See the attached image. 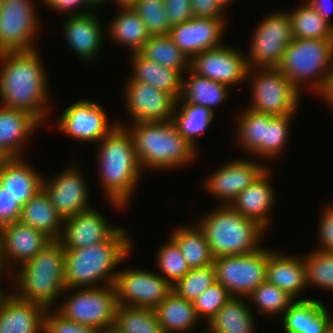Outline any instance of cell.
<instances>
[{
    "label": "cell",
    "mask_w": 333,
    "mask_h": 333,
    "mask_svg": "<svg viewBox=\"0 0 333 333\" xmlns=\"http://www.w3.org/2000/svg\"><path fill=\"white\" fill-rule=\"evenodd\" d=\"M40 55L38 48L0 53V105L26 111L44 124L51 90Z\"/></svg>",
    "instance_id": "1"
},
{
    "label": "cell",
    "mask_w": 333,
    "mask_h": 333,
    "mask_svg": "<svg viewBox=\"0 0 333 333\" xmlns=\"http://www.w3.org/2000/svg\"><path fill=\"white\" fill-rule=\"evenodd\" d=\"M98 144V180L105 199L117 210L125 209L144 173L136 157L131 133L125 126L117 124Z\"/></svg>",
    "instance_id": "2"
},
{
    "label": "cell",
    "mask_w": 333,
    "mask_h": 333,
    "mask_svg": "<svg viewBox=\"0 0 333 333\" xmlns=\"http://www.w3.org/2000/svg\"><path fill=\"white\" fill-rule=\"evenodd\" d=\"M121 227L108 241L87 248L65 249V286L96 288L113 285L120 266L130 257L133 243Z\"/></svg>",
    "instance_id": "3"
},
{
    "label": "cell",
    "mask_w": 333,
    "mask_h": 333,
    "mask_svg": "<svg viewBox=\"0 0 333 333\" xmlns=\"http://www.w3.org/2000/svg\"><path fill=\"white\" fill-rule=\"evenodd\" d=\"M125 126L133 138L142 171H165L188 167L198 151L178 132L172 121L136 122ZM145 169V170H144Z\"/></svg>",
    "instance_id": "4"
},
{
    "label": "cell",
    "mask_w": 333,
    "mask_h": 333,
    "mask_svg": "<svg viewBox=\"0 0 333 333\" xmlns=\"http://www.w3.org/2000/svg\"><path fill=\"white\" fill-rule=\"evenodd\" d=\"M64 265L65 249L58 240H52L35 257L13 271L14 276L8 277L13 281L10 283L14 286V294L46 309H55L66 289Z\"/></svg>",
    "instance_id": "5"
},
{
    "label": "cell",
    "mask_w": 333,
    "mask_h": 333,
    "mask_svg": "<svg viewBox=\"0 0 333 333\" xmlns=\"http://www.w3.org/2000/svg\"><path fill=\"white\" fill-rule=\"evenodd\" d=\"M216 206L196 221L214 257L248 254L263 247L266 229L229 205Z\"/></svg>",
    "instance_id": "6"
},
{
    "label": "cell",
    "mask_w": 333,
    "mask_h": 333,
    "mask_svg": "<svg viewBox=\"0 0 333 333\" xmlns=\"http://www.w3.org/2000/svg\"><path fill=\"white\" fill-rule=\"evenodd\" d=\"M301 92L306 84L319 96L333 69V39H295L276 67ZM316 91V92H315Z\"/></svg>",
    "instance_id": "7"
},
{
    "label": "cell",
    "mask_w": 333,
    "mask_h": 333,
    "mask_svg": "<svg viewBox=\"0 0 333 333\" xmlns=\"http://www.w3.org/2000/svg\"><path fill=\"white\" fill-rule=\"evenodd\" d=\"M246 79L251 81L252 102L247 105L248 108L273 116L292 115L297 112L301 92L277 68H249Z\"/></svg>",
    "instance_id": "8"
},
{
    "label": "cell",
    "mask_w": 333,
    "mask_h": 333,
    "mask_svg": "<svg viewBox=\"0 0 333 333\" xmlns=\"http://www.w3.org/2000/svg\"><path fill=\"white\" fill-rule=\"evenodd\" d=\"M70 295L56 304L55 310L64 318L83 326L94 327L102 331L114 326L118 301L113 285L96 288H66L63 294Z\"/></svg>",
    "instance_id": "9"
},
{
    "label": "cell",
    "mask_w": 333,
    "mask_h": 333,
    "mask_svg": "<svg viewBox=\"0 0 333 333\" xmlns=\"http://www.w3.org/2000/svg\"><path fill=\"white\" fill-rule=\"evenodd\" d=\"M268 248L240 255L215 257L216 282L225 287L231 297H248L266 281Z\"/></svg>",
    "instance_id": "10"
},
{
    "label": "cell",
    "mask_w": 333,
    "mask_h": 333,
    "mask_svg": "<svg viewBox=\"0 0 333 333\" xmlns=\"http://www.w3.org/2000/svg\"><path fill=\"white\" fill-rule=\"evenodd\" d=\"M33 0H1L0 53L37 49L40 18Z\"/></svg>",
    "instance_id": "11"
},
{
    "label": "cell",
    "mask_w": 333,
    "mask_h": 333,
    "mask_svg": "<svg viewBox=\"0 0 333 333\" xmlns=\"http://www.w3.org/2000/svg\"><path fill=\"white\" fill-rule=\"evenodd\" d=\"M266 16L250 38V51L246 55L249 68H276L293 40L290 16L286 11H276Z\"/></svg>",
    "instance_id": "12"
},
{
    "label": "cell",
    "mask_w": 333,
    "mask_h": 333,
    "mask_svg": "<svg viewBox=\"0 0 333 333\" xmlns=\"http://www.w3.org/2000/svg\"><path fill=\"white\" fill-rule=\"evenodd\" d=\"M113 286L118 305L150 309L172 292V285L159 273L139 268L119 269Z\"/></svg>",
    "instance_id": "13"
},
{
    "label": "cell",
    "mask_w": 333,
    "mask_h": 333,
    "mask_svg": "<svg viewBox=\"0 0 333 333\" xmlns=\"http://www.w3.org/2000/svg\"><path fill=\"white\" fill-rule=\"evenodd\" d=\"M116 125L117 122L109 121L103 106L91 99H81L71 103L56 122L60 132L85 143H98Z\"/></svg>",
    "instance_id": "14"
},
{
    "label": "cell",
    "mask_w": 333,
    "mask_h": 333,
    "mask_svg": "<svg viewBox=\"0 0 333 333\" xmlns=\"http://www.w3.org/2000/svg\"><path fill=\"white\" fill-rule=\"evenodd\" d=\"M72 165L55 177H43V188L63 220L92 208L89 183L78 166Z\"/></svg>",
    "instance_id": "15"
},
{
    "label": "cell",
    "mask_w": 333,
    "mask_h": 333,
    "mask_svg": "<svg viewBox=\"0 0 333 333\" xmlns=\"http://www.w3.org/2000/svg\"><path fill=\"white\" fill-rule=\"evenodd\" d=\"M248 69L245 53L224 44L205 50L190 59V70L193 73L230 88L246 82Z\"/></svg>",
    "instance_id": "16"
},
{
    "label": "cell",
    "mask_w": 333,
    "mask_h": 333,
    "mask_svg": "<svg viewBox=\"0 0 333 333\" xmlns=\"http://www.w3.org/2000/svg\"><path fill=\"white\" fill-rule=\"evenodd\" d=\"M248 157L230 160L205 178L203 188L206 192L220 200V205H229L232 200L253 184L268 168L266 163H259ZM256 160V161H254Z\"/></svg>",
    "instance_id": "17"
},
{
    "label": "cell",
    "mask_w": 333,
    "mask_h": 333,
    "mask_svg": "<svg viewBox=\"0 0 333 333\" xmlns=\"http://www.w3.org/2000/svg\"><path fill=\"white\" fill-rule=\"evenodd\" d=\"M130 123L170 121L176 99L148 83L127 81L124 88Z\"/></svg>",
    "instance_id": "18"
},
{
    "label": "cell",
    "mask_w": 333,
    "mask_h": 333,
    "mask_svg": "<svg viewBox=\"0 0 333 333\" xmlns=\"http://www.w3.org/2000/svg\"><path fill=\"white\" fill-rule=\"evenodd\" d=\"M227 19L197 18L173 25L169 35L179 49L191 59L201 52L223 45ZM226 21V22H225Z\"/></svg>",
    "instance_id": "19"
},
{
    "label": "cell",
    "mask_w": 333,
    "mask_h": 333,
    "mask_svg": "<svg viewBox=\"0 0 333 333\" xmlns=\"http://www.w3.org/2000/svg\"><path fill=\"white\" fill-rule=\"evenodd\" d=\"M121 226L110 225L93 207L63 220L62 233L58 241L64 249L87 248L108 241Z\"/></svg>",
    "instance_id": "20"
},
{
    "label": "cell",
    "mask_w": 333,
    "mask_h": 333,
    "mask_svg": "<svg viewBox=\"0 0 333 333\" xmlns=\"http://www.w3.org/2000/svg\"><path fill=\"white\" fill-rule=\"evenodd\" d=\"M51 241L43 232L20 220L0 228L1 252L5 264L8 270L11 269V272L35 257Z\"/></svg>",
    "instance_id": "21"
},
{
    "label": "cell",
    "mask_w": 333,
    "mask_h": 333,
    "mask_svg": "<svg viewBox=\"0 0 333 333\" xmlns=\"http://www.w3.org/2000/svg\"><path fill=\"white\" fill-rule=\"evenodd\" d=\"M100 22L94 11L64 18L63 36L70 50L72 49L83 62H94L100 55L103 38L107 36Z\"/></svg>",
    "instance_id": "22"
},
{
    "label": "cell",
    "mask_w": 333,
    "mask_h": 333,
    "mask_svg": "<svg viewBox=\"0 0 333 333\" xmlns=\"http://www.w3.org/2000/svg\"><path fill=\"white\" fill-rule=\"evenodd\" d=\"M41 125L26 111L0 105V154L5 159L24 157L28 139Z\"/></svg>",
    "instance_id": "23"
},
{
    "label": "cell",
    "mask_w": 333,
    "mask_h": 333,
    "mask_svg": "<svg viewBox=\"0 0 333 333\" xmlns=\"http://www.w3.org/2000/svg\"><path fill=\"white\" fill-rule=\"evenodd\" d=\"M270 175L271 170L268 167L253 184L239 193L229 204L233 210L256 221L266 230L270 228L269 216L277 200V194L270 182Z\"/></svg>",
    "instance_id": "24"
},
{
    "label": "cell",
    "mask_w": 333,
    "mask_h": 333,
    "mask_svg": "<svg viewBox=\"0 0 333 333\" xmlns=\"http://www.w3.org/2000/svg\"><path fill=\"white\" fill-rule=\"evenodd\" d=\"M266 281L284 290L294 300L310 299H299L300 294L307 288L303 256L286 255L269 248Z\"/></svg>",
    "instance_id": "25"
},
{
    "label": "cell",
    "mask_w": 333,
    "mask_h": 333,
    "mask_svg": "<svg viewBox=\"0 0 333 333\" xmlns=\"http://www.w3.org/2000/svg\"><path fill=\"white\" fill-rule=\"evenodd\" d=\"M24 158H7L0 165V185L22 206L43 188V175Z\"/></svg>",
    "instance_id": "26"
},
{
    "label": "cell",
    "mask_w": 333,
    "mask_h": 333,
    "mask_svg": "<svg viewBox=\"0 0 333 333\" xmlns=\"http://www.w3.org/2000/svg\"><path fill=\"white\" fill-rule=\"evenodd\" d=\"M332 321L327 306L312 297L295 300L282 316L285 333H323Z\"/></svg>",
    "instance_id": "27"
},
{
    "label": "cell",
    "mask_w": 333,
    "mask_h": 333,
    "mask_svg": "<svg viewBox=\"0 0 333 333\" xmlns=\"http://www.w3.org/2000/svg\"><path fill=\"white\" fill-rule=\"evenodd\" d=\"M46 310L14 294L0 311V333H44Z\"/></svg>",
    "instance_id": "28"
},
{
    "label": "cell",
    "mask_w": 333,
    "mask_h": 333,
    "mask_svg": "<svg viewBox=\"0 0 333 333\" xmlns=\"http://www.w3.org/2000/svg\"><path fill=\"white\" fill-rule=\"evenodd\" d=\"M131 75L127 81L148 83L160 91L179 99L183 74L143 57L139 52L131 53Z\"/></svg>",
    "instance_id": "29"
},
{
    "label": "cell",
    "mask_w": 333,
    "mask_h": 333,
    "mask_svg": "<svg viewBox=\"0 0 333 333\" xmlns=\"http://www.w3.org/2000/svg\"><path fill=\"white\" fill-rule=\"evenodd\" d=\"M247 297H231L206 325L208 333H256V319ZM246 301V302H244Z\"/></svg>",
    "instance_id": "30"
},
{
    "label": "cell",
    "mask_w": 333,
    "mask_h": 333,
    "mask_svg": "<svg viewBox=\"0 0 333 333\" xmlns=\"http://www.w3.org/2000/svg\"><path fill=\"white\" fill-rule=\"evenodd\" d=\"M19 220L43 232L51 240H58L61 236L63 219L44 188L22 206Z\"/></svg>",
    "instance_id": "31"
},
{
    "label": "cell",
    "mask_w": 333,
    "mask_h": 333,
    "mask_svg": "<svg viewBox=\"0 0 333 333\" xmlns=\"http://www.w3.org/2000/svg\"><path fill=\"white\" fill-rule=\"evenodd\" d=\"M118 10V13L108 23L106 30L108 38H112L115 43L129 49L130 54L139 52L151 35L133 8L118 7Z\"/></svg>",
    "instance_id": "32"
},
{
    "label": "cell",
    "mask_w": 333,
    "mask_h": 333,
    "mask_svg": "<svg viewBox=\"0 0 333 333\" xmlns=\"http://www.w3.org/2000/svg\"><path fill=\"white\" fill-rule=\"evenodd\" d=\"M164 333H186L194 331L200 319L192 301L172 291L155 309Z\"/></svg>",
    "instance_id": "33"
},
{
    "label": "cell",
    "mask_w": 333,
    "mask_h": 333,
    "mask_svg": "<svg viewBox=\"0 0 333 333\" xmlns=\"http://www.w3.org/2000/svg\"><path fill=\"white\" fill-rule=\"evenodd\" d=\"M230 92L231 88L227 85L198 76L189 69L183 74L179 98L185 103L202 105L214 111V108L224 104L222 102L229 98Z\"/></svg>",
    "instance_id": "34"
},
{
    "label": "cell",
    "mask_w": 333,
    "mask_h": 333,
    "mask_svg": "<svg viewBox=\"0 0 333 333\" xmlns=\"http://www.w3.org/2000/svg\"><path fill=\"white\" fill-rule=\"evenodd\" d=\"M192 226L181 225L175 227L169 238L178 245L190 268H203L213 265L215 257L203 230L197 223Z\"/></svg>",
    "instance_id": "35"
},
{
    "label": "cell",
    "mask_w": 333,
    "mask_h": 333,
    "mask_svg": "<svg viewBox=\"0 0 333 333\" xmlns=\"http://www.w3.org/2000/svg\"><path fill=\"white\" fill-rule=\"evenodd\" d=\"M214 111L202 105L185 103L180 98L172 115V123L178 132L197 150L198 138L214 121Z\"/></svg>",
    "instance_id": "36"
},
{
    "label": "cell",
    "mask_w": 333,
    "mask_h": 333,
    "mask_svg": "<svg viewBox=\"0 0 333 333\" xmlns=\"http://www.w3.org/2000/svg\"><path fill=\"white\" fill-rule=\"evenodd\" d=\"M139 53L146 59L182 74L190 69L189 57L179 49L169 34L150 36Z\"/></svg>",
    "instance_id": "37"
},
{
    "label": "cell",
    "mask_w": 333,
    "mask_h": 333,
    "mask_svg": "<svg viewBox=\"0 0 333 333\" xmlns=\"http://www.w3.org/2000/svg\"><path fill=\"white\" fill-rule=\"evenodd\" d=\"M291 11L292 35L295 39H333V27L326 22L307 2Z\"/></svg>",
    "instance_id": "38"
},
{
    "label": "cell",
    "mask_w": 333,
    "mask_h": 333,
    "mask_svg": "<svg viewBox=\"0 0 333 333\" xmlns=\"http://www.w3.org/2000/svg\"><path fill=\"white\" fill-rule=\"evenodd\" d=\"M237 117L236 140L247 155H252L264 142L265 123H268L273 115L247 107L237 113Z\"/></svg>",
    "instance_id": "39"
},
{
    "label": "cell",
    "mask_w": 333,
    "mask_h": 333,
    "mask_svg": "<svg viewBox=\"0 0 333 333\" xmlns=\"http://www.w3.org/2000/svg\"><path fill=\"white\" fill-rule=\"evenodd\" d=\"M124 333H164L154 309L118 305L114 324Z\"/></svg>",
    "instance_id": "40"
},
{
    "label": "cell",
    "mask_w": 333,
    "mask_h": 333,
    "mask_svg": "<svg viewBox=\"0 0 333 333\" xmlns=\"http://www.w3.org/2000/svg\"><path fill=\"white\" fill-rule=\"evenodd\" d=\"M293 116L295 114L273 116L268 123H265L264 142L251 156L269 160L281 155L289 141V129Z\"/></svg>",
    "instance_id": "41"
},
{
    "label": "cell",
    "mask_w": 333,
    "mask_h": 333,
    "mask_svg": "<svg viewBox=\"0 0 333 333\" xmlns=\"http://www.w3.org/2000/svg\"><path fill=\"white\" fill-rule=\"evenodd\" d=\"M313 250L303 256L307 286L333 292V252Z\"/></svg>",
    "instance_id": "42"
},
{
    "label": "cell",
    "mask_w": 333,
    "mask_h": 333,
    "mask_svg": "<svg viewBox=\"0 0 333 333\" xmlns=\"http://www.w3.org/2000/svg\"><path fill=\"white\" fill-rule=\"evenodd\" d=\"M248 303L256 307L257 311L267 316H280L295 301L284 290L269 282H263L248 297Z\"/></svg>",
    "instance_id": "43"
},
{
    "label": "cell",
    "mask_w": 333,
    "mask_h": 333,
    "mask_svg": "<svg viewBox=\"0 0 333 333\" xmlns=\"http://www.w3.org/2000/svg\"><path fill=\"white\" fill-rule=\"evenodd\" d=\"M155 258L158 273L172 286L191 270L178 245L171 238L160 247Z\"/></svg>",
    "instance_id": "44"
},
{
    "label": "cell",
    "mask_w": 333,
    "mask_h": 333,
    "mask_svg": "<svg viewBox=\"0 0 333 333\" xmlns=\"http://www.w3.org/2000/svg\"><path fill=\"white\" fill-rule=\"evenodd\" d=\"M215 282L216 277L213 265L203 268H191L184 277L172 286V291L188 301H194Z\"/></svg>",
    "instance_id": "45"
},
{
    "label": "cell",
    "mask_w": 333,
    "mask_h": 333,
    "mask_svg": "<svg viewBox=\"0 0 333 333\" xmlns=\"http://www.w3.org/2000/svg\"><path fill=\"white\" fill-rule=\"evenodd\" d=\"M131 8L142 19L151 36L169 34L172 26L165 11L164 0H137Z\"/></svg>",
    "instance_id": "46"
},
{
    "label": "cell",
    "mask_w": 333,
    "mask_h": 333,
    "mask_svg": "<svg viewBox=\"0 0 333 333\" xmlns=\"http://www.w3.org/2000/svg\"><path fill=\"white\" fill-rule=\"evenodd\" d=\"M229 298L227 289L215 282L192 302L199 319L208 324Z\"/></svg>",
    "instance_id": "47"
},
{
    "label": "cell",
    "mask_w": 333,
    "mask_h": 333,
    "mask_svg": "<svg viewBox=\"0 0 333 333\" xmlns=\"http://www.w3.org/2000/svg\"><path fill=\"white\" fill-rule=\"evenodd\" d=\"M44 333H103V331L68 320L51 308L46 310L44 316Z\"/></svg>",
    "instance_id": "48"
},
{
    "label": "cell",
    "mask_w": 333,
    "mask_h": 333,
    "mask_svg": "<svg viewBox=\"0 0 333 333\" xmlns=\"http://www.w3.org/2000/svg\"><path fill=\"white\" fill-rule=\"evenodd\" d=\"M46 6L52 11L64 12V16L82 15L98 8L91 0H50Z\"/></svg>",
    "instance_id": "49"
},
{
    "label": "cell",
    "mask_w": 333,
    "mask_h": 333,
    "mask_svg": "<svg viewBox=\"0 0 333 333\" xmlns=\"http://www.w3.org/2000/svg\"><path fill=\"white\" fill-rule=\"evenodd\" d=\"M22 205L0 185V228L18 221Z\"/></svg>",
    "instance_id": "50"
},
{
    "label": "cell",
    "mask_w": 333,
    "mask_h": 333,
    "mask_svg": "<svg viewBox=\"0 0 333 333\" xmlns=\"http://www.w3.org/2000/svg\"><path fill=\"white\" fill-rule=\"evenodd\" d=\"M319 218V243L316 249L333 252V205H326Z\"/></svg>",
    "instance_id": "51"
},
{
    "label": "cell",
    "mask_w": 333,
    "mask_h": 333,
    "mask_svg": "<svg viewBox=\"0 0 333 333\" xmlns=\"http://www.w3.org/2000/svg\"><path fill=\"white\" fill-rule=\"evenodd\" d=\"M193 17L226 19L224 11L227 7L221 0H191Z\"/></svg>",
    "instance_id": "52"
},
{
    "label": "cell",
    "mask_w": 333,
    "mask_h": 333,
    "mask_svg": "<svg viewBox=\"0 0 333 333\" xmlns=\"http://www.w3.org/2000/svg\"><path fill=\"white\" fill-rule=\"evenodd\" d=\"M164 6L171 26L189 21L193 17L191 0H164Z\"/></svg>",
    "instance_id": "53"
},
{
    "label": "cell",
    "mask_w": 333,
    "mask_h": 333,
    "mask_svg": "<svg viewBox=\"0 0 333 333\" xmlns=\"http://www.w3.org/2000/svg\"><path fill=\"white\" fill-rule=\"evenodd\" d=\"M319 15L333 27V21L330 20L333 0H305Z\"/></svg>",
    "instance_id": "54"
},
{
    "label": "cell",
    "mask_w": 333,
    "mask_h": 333,
    "mask_svg": "<svg viewBox=\"0 0 333 333\" xmlns=\"http://www.w3.org/2000/svg\"><path fill=\"white\" fill-rule=\"evenodd\" d=\"M319 97L322 98V100H325V105L327 104L329 108H332L331 110L333 112V69L331 71L327 87Z\"/></svg>",
    "instance_id": "55"
},
{
    "label": "cell",
    "mask_w": 333,
    "mask_h": 333,
    "mask_svg": "<svg viewBox=\"0 0 333 333\" xmlns=\"http://www.w3.org/2000/svg\"><path fill=\"white\" fill-rule=\"evenodd\" d=\"M0 281L3 282L2 279H0ZM2 287L3 286H0V311L5 307L7 301L14 295V292H13L14 290H12V288H11V292H10V288H9V292H8V290L6 291Z\"/></svg>",
    "instance_id": "56"
},
{
    "label": "cell",
    "mask_w": 333,
    "mask_h": 333,
    "mask_svg": "<svg viewBox=\"0 0 333 333\" xmlns=\"http://www.w3.org/2000/svg\"><path fill=\"white\" fill-rule=\"evenodd\" d=\"M5 269H7L8 270V267L6 266V264H5V261H4V259H3V254H2V252H1V247H0V279L3 277L2 276V274L3 273H5V275H6V273L8 272L9 274V276H13V274H11V271L10 270H5ZM4 271V272H3Z\"/></svg>",
    "instance_id": "57"
},
{
    "label": "cell",
    "mask_w": 333,
    "mask_h": 333,
    "mask_svg": "<svg viewBox=\"0 0 333 333\" xmlns=\"http://www.w3.org/2000/svg\"><path fill=\"white\" fill-rule=\"evenodd\" d=\"M136 1L137 0H113L112 2L116 3L115 5L118 7H131Z\"/></svg>",
    "instance_id": "58"
},
{
    "label": "cell",
    "mask_w": 333,
    "mask_h": 333,
    "mask_svg": "<svg viewBox=\"0 0 333 333\" xmlns=\"http://www.w3.org/2000/svg\"><path fill=\"white\" fill-rule=\"evenodd\" d=\"M103 333H124L121 332L115 325L112 327H109L107 330L103 331Z\"/></svg>",
    "instance_id": "59"
},
{
    "label": "cell",
    "mask_w": 333,
    "mask_h": 333,
    "mask_svg": "<svg viewBox=\"0 0 333 333\" xmlns=\"http://www.w3.org/2000/svg\"><path fill=\"white\" fill-rule=\"evenodd\" d=\"M97 7H101V5L104 6V4H107L106 2L109 0H91Z\"/></svg>",
    "instance_id": "60"
},
{
    "label": "cell",
    "mask_w": 333,
    "mask_h": 333,
    "mask_svg": "<svg viewBox=\"0 0 333 333\" xmlns=\"http://www.w3.org/2000/svg\"><path fill=\"white\" fill-rule=\"evenodd\" d=\"M323 333H333V321L327 326Z\"/></svg>",
    "instance_id": "61"
},
{
    "label": "cell",
    "mask_w": 333,
    "mask_h": 333,
    "mask_svg": "<svg viewBox=\"0 0 333 333\" xmlns=\"http://www.w3.org/2000/svg\"><path fill=\"white\" fill-rule=\"evenodd\" d=\"M235 0H221V2L228 8V5L232 4Z\"/></svg>",
    "instance_id": "62"
},
{
    "label": "cell",
    "mask_w": 333,
    "mask_h": 333,
    "mask_svg": "<svg viewBox=\"0 0 333 333\" xmlns=\"http://www.w3.org/2000/svg\"><path fill=\"white\" fill-rule=\"evenodd\" d=\"M5 158L0 154V165Z\"/></svg>",
    "instance_id": "63"
},
{
    "label": "cell",
    "mask_w": 333,
    "mask_h": 333,
    "mask_svg": "<svg viewBox=\"0 0 333 333\" xmlns=\"http://www.w3.org/2000/svg\"><path fill=\"white\" fill-rule=\"evenodd\" d=\"M50 0H43L44 4L46 5ZM42 2V0H41Z\"/></svg>",
    "instance_id": "64"
}]
</instances>
